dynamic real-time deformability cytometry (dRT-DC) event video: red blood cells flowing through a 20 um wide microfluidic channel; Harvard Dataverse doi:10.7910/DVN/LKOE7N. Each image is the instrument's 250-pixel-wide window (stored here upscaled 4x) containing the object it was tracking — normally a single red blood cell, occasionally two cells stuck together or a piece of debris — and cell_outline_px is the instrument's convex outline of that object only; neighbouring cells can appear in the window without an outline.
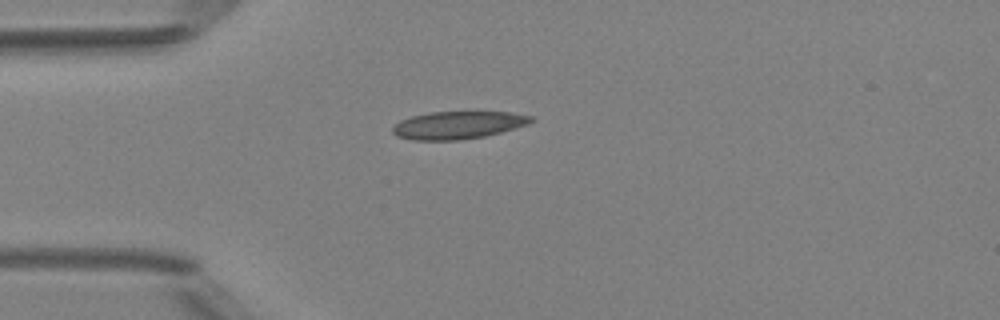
{"species": "Egyptian fruit bat (a non-hibernating species)", "species_latin": "Rousettus aegyptiacus", "temperature_condition": "room temperature", "stored_images_in_passage": 4, "camera_frame_rate_fps": 3000, "um_per_image_px": 0.085, "animal": {"sex": "female"}, "frame": {"image": 1, "passage_image": 4, "time_ms": 4.333, "image_size_px": [1000, 320], "cell_outline_px": [[536, 120], [528, 124], [500, 132], [484, 136], [460, 140], [412, 140], [396, 136], [392, 132], [392, 128], [400, 120], [412, 116], [432, 112], [508, 112], [532, 116]], "centroid_in_image_um": [38.92, 10.63], "position_along_channel_um": 46.1, "area_um2": 22.2}}